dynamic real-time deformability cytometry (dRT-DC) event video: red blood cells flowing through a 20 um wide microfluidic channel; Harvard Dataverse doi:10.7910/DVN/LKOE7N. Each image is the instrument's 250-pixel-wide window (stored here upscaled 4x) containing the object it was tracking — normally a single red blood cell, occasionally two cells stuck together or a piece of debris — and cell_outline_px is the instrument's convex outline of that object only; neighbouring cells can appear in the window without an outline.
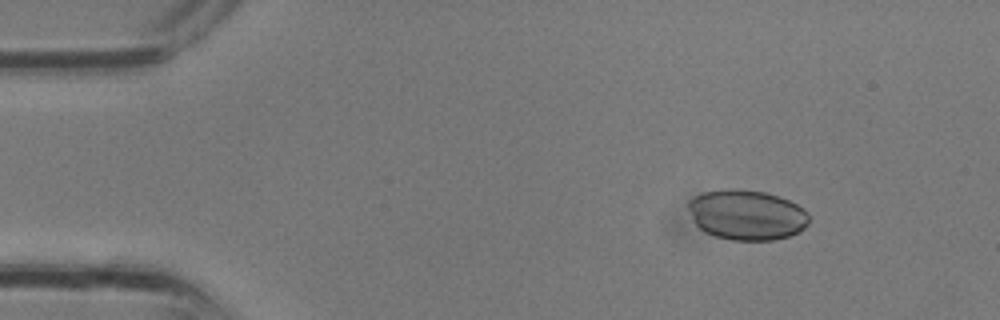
{"species": "common noctule bat (a hibernating species)", "species_latin": "Nyctalus noctula", "temperature_condition": "room temperature", "stored_images_in_passage": 33, "camera_frame_rate_fps": 3000, "um_per_image_px": 0.085, "animal": {"sex": "male", "body_mass_g": 13.3}, "frame": {"image": 1, "passage_image": 5, "time_ms": 1.333, "image_size_px": [1000, 320], "cell_outline_px": [[808, 224], [804, 228], [788, 236], [772, 240], [732, 240], [716, 236], [704, 232], [696, 224], [688, 208], [688, 200], [704, 192], [728, 188], [736, 188], [764, 192], [780, 196], [804, 208], [808, 212]], "centroid_in_image_um": [63.47, 18.25], "position_along_channel_um": 21.5, "area_um2": 35.26}}
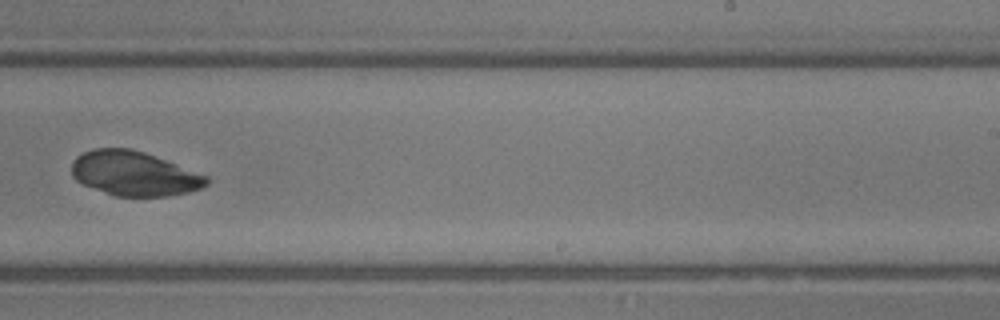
{"frame": {"image": 2, "passage_image": 21, "time_ms": 6.667, "image_size_px": [1000, 320], "cell_outline_px": [[212, 180], [208, 184], [200, 188], [188, 192], [168, 196], [116, 196], [84, 184], [76, 180], [72, 176], [72, 160], [76, 156], [84, 152], [96, 148], [132, 148], [144, 152], [208, 176]], "centroid_in_image_um": [11.41, 14.75], "position_along_channel_um": 277.6, "area_um2": 34.8}}
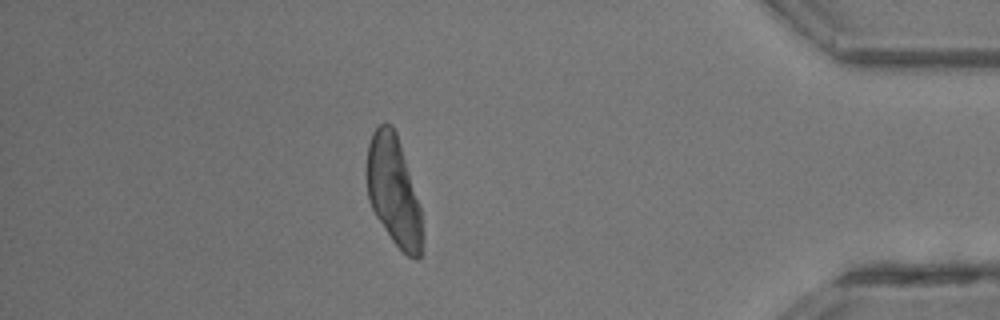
{"frame": {"image": 3, "passage_image": 29, "time_ms": 9.333, "image_size_px": [1000, 320], "cell_outline_px": [[424, 240], [420, 256], [416, 260], [408, 256], [392, 240], [376, 216], [368, 200], [368, 144], [372, 132], [380, 124], [392, 124], [396, 132], [400, 144], [420, 208], [424, 236]], "centroid_in_image_um": [33.48, 16.28], "position_along_channel_um": 401.7, "area_um2": 34.91}}